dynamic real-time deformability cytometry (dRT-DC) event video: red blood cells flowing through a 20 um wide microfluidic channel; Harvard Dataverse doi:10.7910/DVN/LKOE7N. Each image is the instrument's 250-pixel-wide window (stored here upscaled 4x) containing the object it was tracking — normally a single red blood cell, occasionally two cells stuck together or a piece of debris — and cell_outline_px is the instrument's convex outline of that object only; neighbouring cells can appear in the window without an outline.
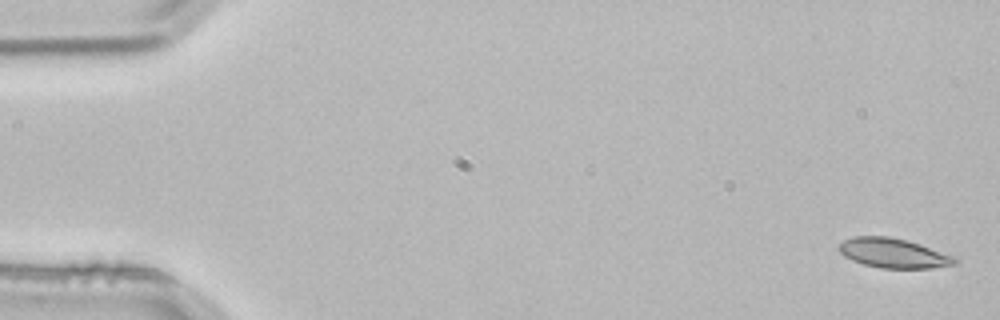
{"species": "common noctule bat (a hibernating species)", "species_latin": "Nyctalus noctula", "temperature_condition": "room temperature", "stored_images_in_passage": 4, "camera_frame_rate_fps": 3000, "um_per_image_px": 0.085, "animal": {"sex": "male", "body_mass_g": 21.5, "forearm_length_mm": 52.0}, "frame": {"image": 1, "passage_image": 1, "time_ms": 0.0, "image_size_px": [1000, 320], "cell_outline_px": [[960, 260], [956, 264], [932, 268], [880, 268], [864, 264], [852, 260], [844, 256], [836, 248], [844, 240], [856, 236], [888, 236], [920, 244], [956, 256]], "centroid_in_image_um": [75.97, 21.52], "position_along_channel_um": 9.0, "area_um2": 20.06}}
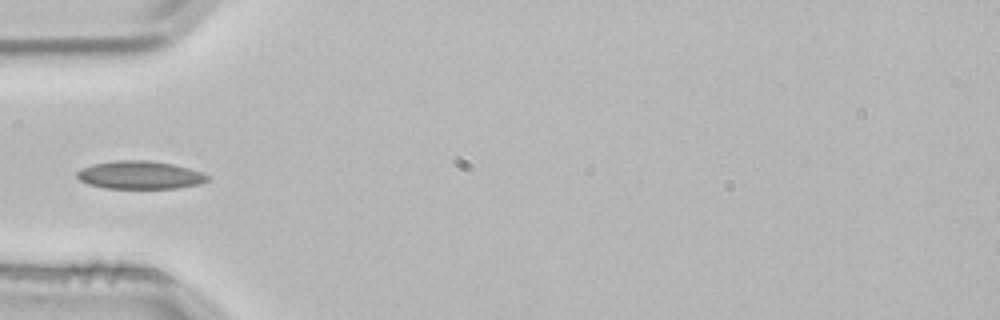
{"frame": {"image": 2, "passage_image": 4, "time_ms": 1.0, "image_size_px": [1000, 320], "cell_outline_px": [[208, 180], [200, 184], [176, 188], [104, 188], [88, 184], [80, 180], [76, 176], [76, 172], [92, 164], [116, 160], [148, 160], [172, 164], [188, 168], [200, 172], [208, 176]], "centroid_in_image_um": [11.87, 14.88], "position_along_channel_um": 73.1, "area_um2": 21.15}}